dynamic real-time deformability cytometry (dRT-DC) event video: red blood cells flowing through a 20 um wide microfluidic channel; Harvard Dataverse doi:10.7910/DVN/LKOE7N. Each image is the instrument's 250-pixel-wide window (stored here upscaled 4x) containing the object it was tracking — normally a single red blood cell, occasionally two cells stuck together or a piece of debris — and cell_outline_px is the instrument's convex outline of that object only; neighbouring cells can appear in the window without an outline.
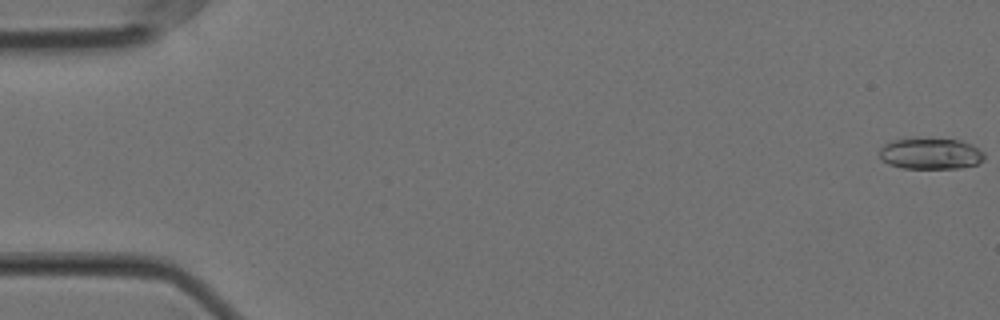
{"species": "Egyptian fruit bat (a non-hibernating species)", "species_latin": "Rousettus aegyptiacus", "temperature_condition": "cold", "stored_images_in_passage": 58, "camera_frame_rate_fps": 3000, "um_per_image_px": 0.085, "animal": {"sex": "female"}, "frame": {"image": 1, "passage_image": 1, "time_ms": 0.0, "image_size_px": [1000, 320], "cell_outline_px": [[984, 160], [976, 164], [960, 168], [900, 168], [888, 164], [880, 156], [880, 148], [884, 144], [892, 140], [916, 136], [960, 140], [972, 144], [984, 152]], "centroid_in_image_um": [79.09, 13.02], "position_along_channel_um": 5.9, "area_um2": 19.65}}
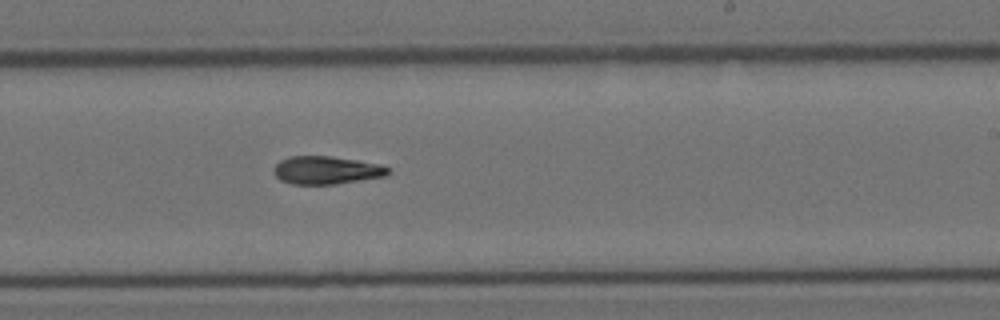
{"frame": {"image": 2, "passage_image": 35, "time_ms": 11.333, "image_size_px": [1000, 320], "cell_outline_px": [[388, 172], [384, 176], [336, 184], [292, 184], [280, 180], [272, 172], [276, 164], [280, 160], [292, 156], [332, 156], [380, 164], [388, 168]], "centroid_in_image_um": [27.69, 14.46], "position_along_channel_um": 261.3, "area_um2": 18.5}}
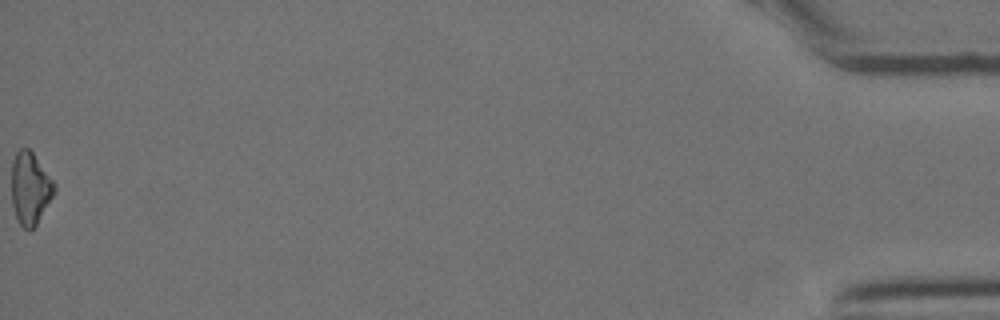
{"frame": {"image": 3, "passage_image": 58, "time_ms": 19.0, "image_size_px": [1000, 320], "cell_outline_px": [[56, 188], [52, 196], [36, 224], [32, 228], [24, 228], [16, 220], [12, 204], [12, 160], [16, 152], [20, 148], [28, 148], [32, 152], [56, 184]], "centroid_in_image_um": [2.54, 15.98], "position_along_channel_um": 432.7, "area_um2": 17.74}, "authors_computed_cell_mechanics": {"area_um2": 18.9584, "velocity_mm_per_s": 3.561, "shape_relaxation_time_tau1_ms": 6.1034, "shape_relaxation_time_tau2_ms": 9.1755, "deformation_change_tau1": 0.1394, "deformation_change_tau2": 0.1894}}